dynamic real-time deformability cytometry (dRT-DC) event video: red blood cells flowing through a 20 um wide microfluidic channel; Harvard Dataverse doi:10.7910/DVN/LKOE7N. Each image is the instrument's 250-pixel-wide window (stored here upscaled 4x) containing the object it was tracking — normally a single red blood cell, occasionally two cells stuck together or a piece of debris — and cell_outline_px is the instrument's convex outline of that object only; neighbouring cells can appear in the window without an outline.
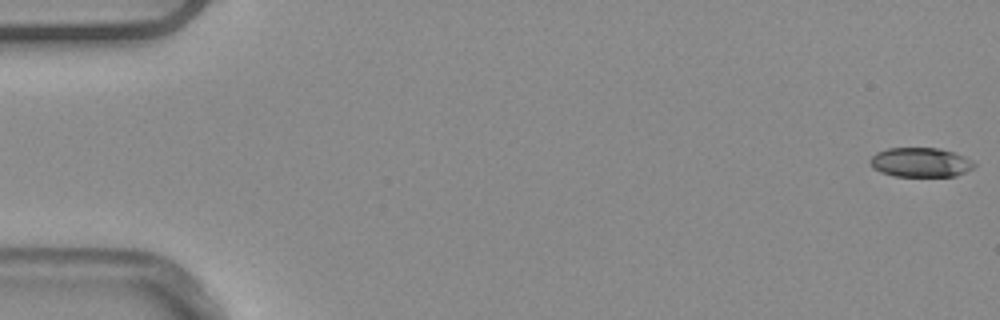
{"species": "common noctule bat (a hibernating species)", "species_latin": "Nyctalus noctula", "temperature_condition": "warm", "stored_images_in_passage": 5, "camera_frame_rate_fps": 3000, "um_per_image_px": 0.085, "animal": {"sex": "male", "body_mass_g": 20.4}, "frame": {"image": 1, "passage_image": 1, "time_ms": 0.0, "image_size_px": [1000, 320], "cell_outline_px": [[976, 164], [972, 168], [956, 176], [896, 176], [880, 172], [872, 168], [868, 160], [876, 152], [888, 148], [940, 148], [964, 156], [972, 160]], "centroid_in_image_um": [78.21, 13.8], "position_along_channel_um": 6.8, "area_um2": 17.86}}
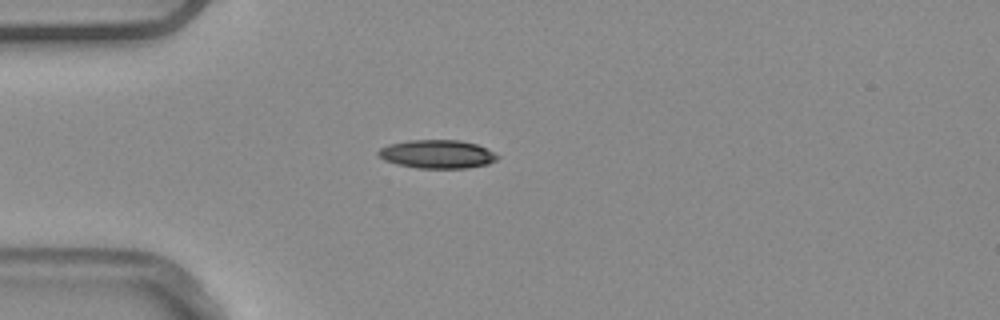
{"frame": {"image": 2, "passage_image": 5, "time_ms": 1.333, "image_size_px": [1000, 320], "cell_outline_px": [[500, 156], [496, 160], [488, 164], [468, 168], [416, 168], [396, 164], [384, 160], [376, 152], [380, 148], [388, 144], [408, 140], [460, 140], [476, 144]], "centroid_in_image_um": [37.13, 13.1], "position_along_channel_um": 47.9, "area_um2": 19.77}}